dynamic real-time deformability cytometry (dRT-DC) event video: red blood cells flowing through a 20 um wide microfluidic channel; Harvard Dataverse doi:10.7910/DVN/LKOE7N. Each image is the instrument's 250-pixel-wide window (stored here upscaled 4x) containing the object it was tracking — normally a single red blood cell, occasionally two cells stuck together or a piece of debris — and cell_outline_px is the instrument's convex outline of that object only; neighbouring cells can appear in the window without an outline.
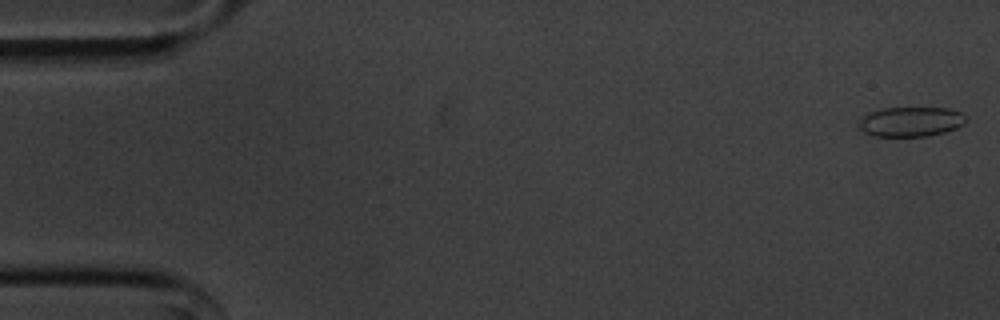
{"species": "common noctule bat (a hibernating species)", "species_latin": "Nyctalus noctula", "temperature_condition": "cold", "stored_images_in_passage": 55, "camera_frame_rate_fps": 3000, "um_per_image_px": 0.085, "animal": {"sex": "male", "body_mass_g": 20.1, "forearm_length_mm": 53.5}, "frame": {"image": 1, "passage_image": 1, "time_ms": 0.0, "image_size_px": [1000, 320], "cell_outline_px": [[968, 120], [964, 124], [956, 128], [944, 132], [928, 136], [876, 136], [864, 132], [856, 128], [860, 120], [864, 116], [872, 112], [884, 108], [948, 108], [960, 112], [968, 116]], "centroid_in_image_um": [77.45, 10.35], "position_along_channel_um": 7.5, "area_um2": 18.61}}
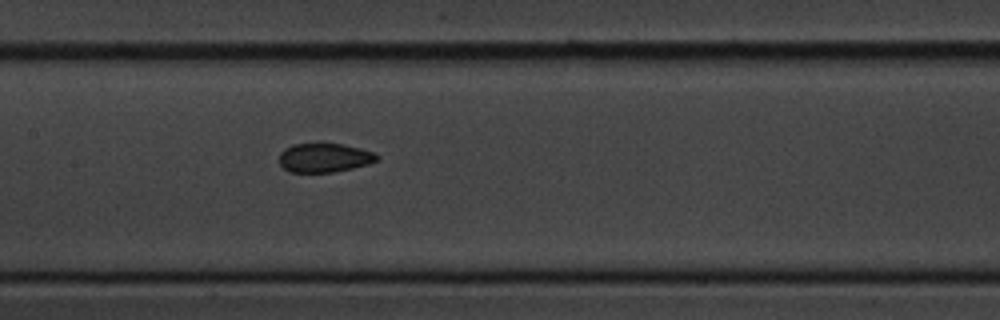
{"frame": {"image": 2, "passage_image": 26, "time_ms": 8.333, "image_size_px": [1000, 320], "cell_outline_px": [[380, 156], [376, 160], [368, 164], [352, 168], [332, 172], [288, 172], [280, 164], [280, 152], [284, 148], [292, 144], [316, 140], [344, 144], [360, 148], [372, 152]], "centroid_in_image_um": [27.52, 13.35], "position_along_channel_um": 179.9, "area_um2": 17.17}}
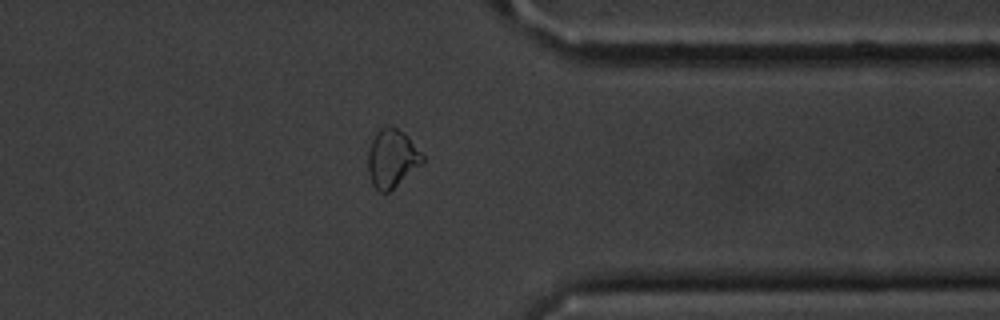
{"frame": {"image": 3, "passage_image": 43, "time_ms": 14.0, "image_size_px": [1000, 320], "cell_outline_px": [[424, 164], [388, 192], [380, 192], [372, 184], [368, 172], [368, 152], [372, 140], [376, 132], [380, 128], [388, 124], [392, 124], [404, 132], [408, 136], [424, 156]], "centroid_in_image_um": [33.33, 13.44], "position_along_channel_um": 378.1, "area_um2": 18.79}, "authors_computed_cell_mechanics": {"area_um2": 17.918, "velocity_mm_per_s": 3.6341, "shape_relaxation_time_tau1_ms": 6.1007, "shape_relaxation_time_tau2_ms": 1.8141, "deformation_change_tau1": 0.0977, "deformation_change_tau2": 0.0459}}